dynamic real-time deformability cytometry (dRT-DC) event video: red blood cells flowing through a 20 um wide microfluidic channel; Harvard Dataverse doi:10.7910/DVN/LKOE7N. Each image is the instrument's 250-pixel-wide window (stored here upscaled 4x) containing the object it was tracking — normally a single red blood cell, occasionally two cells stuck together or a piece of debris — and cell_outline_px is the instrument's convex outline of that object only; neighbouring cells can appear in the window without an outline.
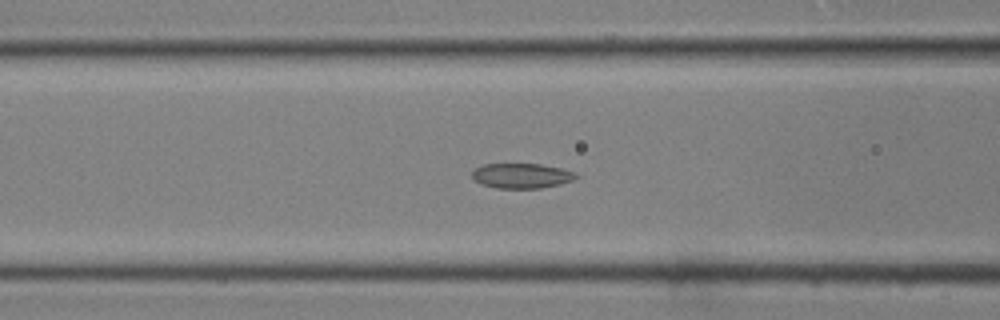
{"species": "common noctule bat (a hibernating species)", "species_latin": "Nyctalus noctula", "temperature_condition": "room temperature", "stored_images_in_passage": 31, "camera_frame_rate_fps": 3000, "um_per_image_px": 0.085, "animal": {"sex": "male", "body_mass_g": 19.0, "forearm_length_mm": 50.8}, "frame": {"image": 1, "passage_image": 5, "time_ms": 1.333, "image_size_px": [1000, 320], "cell_outline_px": [[580, 176], [572, 180], [560, 184], [540, 188], [496, 188], [480, 184], [472, 180], [472, 172], [476, 168], [484, 164], [540, 164], [560, 168], [576, 172]], "centroid_in_image_um": [44.32, 14.94], "position_along_channel_um": 122.3, "area_um2": 15.2}}
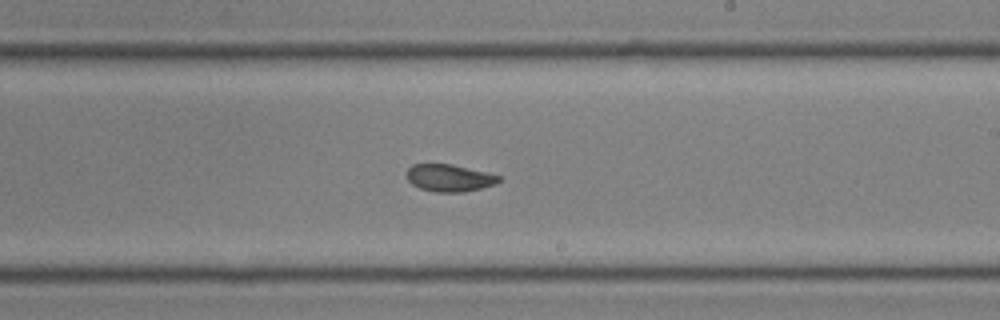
{"frame": {"image": 2, "passage_image": 13, "time_ms": 4.0, "image_size_px": [1000, 320], "cell_outline_px": [[500, 180], [496, 184], [464, 192], [436, 192], [420, 188], [412, 184], [408, 180], [404, 172], [412, 164], [452, 164], [500, 176]], "centroid_in_image_um": [38.14, 15.12], "position_along_channel_um": 250.9, "area_um2": 14.57}}
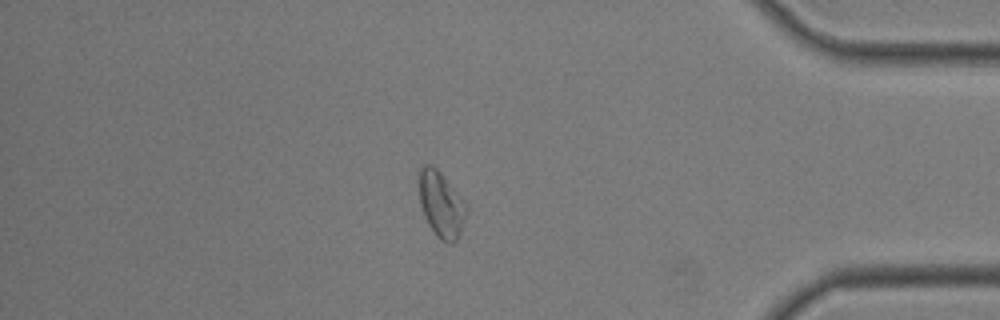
{"frame": {"image": 3, "passage_image": 24, "time_ms": 7.667, "image_size_px": [1000, 320], "cell_outline_px": [[468, 212], [460, 232], [456, 240], [452, 244], [448, 244], [440, 240], [436, 236], [428, 224], [424, 216], [420, 204], [420, 168], [424, 164], [432, 164], [440, 172], [468, 204]], "centroid_in_image_um": [37.53, 17.4], "position_along_channel_um": 397.7, "area_um2": 18.26}}